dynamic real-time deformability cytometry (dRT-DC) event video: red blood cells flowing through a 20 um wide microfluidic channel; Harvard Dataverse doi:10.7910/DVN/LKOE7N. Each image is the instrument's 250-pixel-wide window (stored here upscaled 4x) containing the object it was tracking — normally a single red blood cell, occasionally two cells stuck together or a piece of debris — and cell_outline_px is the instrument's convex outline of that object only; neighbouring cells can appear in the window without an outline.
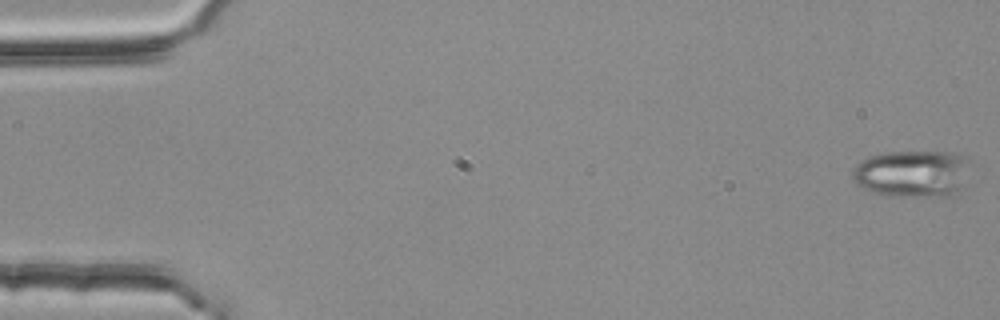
{"species": "common noctule bat (a hibernating species)", "species_latin": "Nyctalus noctula", "temperature_condition": "room temperature", "stored_images_in_passage": 12, "camera_frame_rate_fps": 3000, "um_per_image_px": 0.085, "animal": {"sex": "female", "body_mass_g": 25.1}, "frame": {"image": 1, "passage_image": 1, "time_ms": 0.0, "image_size_px": [1000, 320], "cell_outline_px": [[972, 160], [960, 192], [956, 196], [888, 196], [872, 192], [856, 184], [852, 180], [852, 168], [860, 160], [872, 156], [888, 152], [952, 152], [964, 156]], "centroid_in_image_um": [77.58, 14.76], "position_along_channel_um": 7.4, "area_um2": 32.83}}